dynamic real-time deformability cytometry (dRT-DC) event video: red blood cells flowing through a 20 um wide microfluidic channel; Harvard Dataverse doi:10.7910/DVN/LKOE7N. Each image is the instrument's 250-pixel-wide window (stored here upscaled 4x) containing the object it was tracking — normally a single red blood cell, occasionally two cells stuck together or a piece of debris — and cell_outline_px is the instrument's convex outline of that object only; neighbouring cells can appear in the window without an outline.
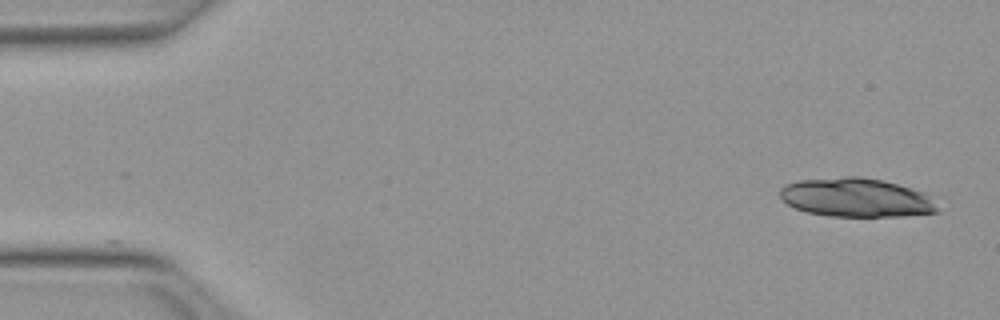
{"species": "Egyptian fruit bat (a non-hibernating species)", "species_latin": "Rousettus aegyptiacus", "temperature_condition": "warm", "stored_images_in_passage": 2, "camera_frame_rate_fps": 3000, "um_per_image_px": 0.085, "animal": {"sex": "female"}, "frame": {"image": 1, "passage_image": 1, "time_ms": 0.0, "image_size_px": [1000, 320], "cell_outline_px": [[940, 212], [900, 216], [828, 216], [804, 212], [788, 204], [780, 196], [780, 188], [788, 184], [800, 180], [844, 176], [860, 176], [884, 180], [924, 192], [928, 196]], "centroid_in_image_um": [72.76, 16.79], "position_along_channel_um": 12.2, "area_um2": 35.55}}